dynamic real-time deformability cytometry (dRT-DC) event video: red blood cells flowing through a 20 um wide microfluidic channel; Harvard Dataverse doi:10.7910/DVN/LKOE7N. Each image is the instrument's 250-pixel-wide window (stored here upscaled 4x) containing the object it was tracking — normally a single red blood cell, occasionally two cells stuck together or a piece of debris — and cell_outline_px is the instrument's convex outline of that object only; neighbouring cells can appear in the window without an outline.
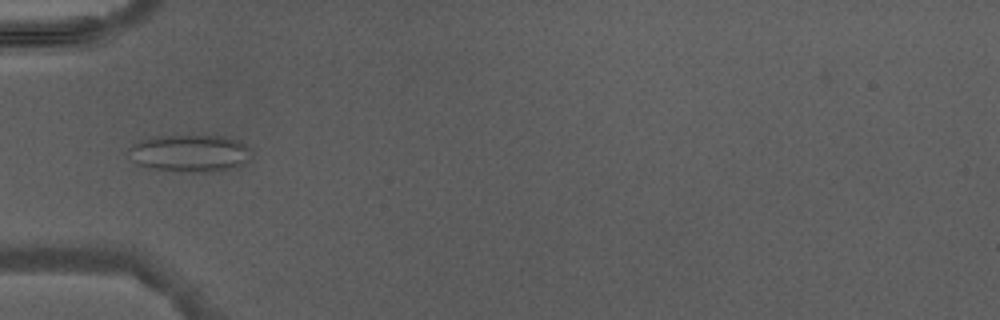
{"species": "Egyptian fruit bat (a non-hibernating species)", "species_latin": "Rousettus aegyptiacus", "temperature_condition": "warm", "stored_images_in_passage": 4, "camera_frame_rate_fps": 3000, "um_per_image_px": 0.085, "animal": {"sex": "male"}, "frame": {"image": 1, "passage_image": 4, "time_ms": 3.333, "image_size_px": [1000, 320], "cell_outline_px": [[252, 152], [244, 164], [220, 172], [188, 172], [152, 168], [136, 164], [132, 160], [132, 148], [140, 140], [156, 136], [228, 136], [240, 140]], "centroid_in_image_um": [16.23, 13.03], "position_along_channel_um": 68.8, "area_um2": 26.47}}